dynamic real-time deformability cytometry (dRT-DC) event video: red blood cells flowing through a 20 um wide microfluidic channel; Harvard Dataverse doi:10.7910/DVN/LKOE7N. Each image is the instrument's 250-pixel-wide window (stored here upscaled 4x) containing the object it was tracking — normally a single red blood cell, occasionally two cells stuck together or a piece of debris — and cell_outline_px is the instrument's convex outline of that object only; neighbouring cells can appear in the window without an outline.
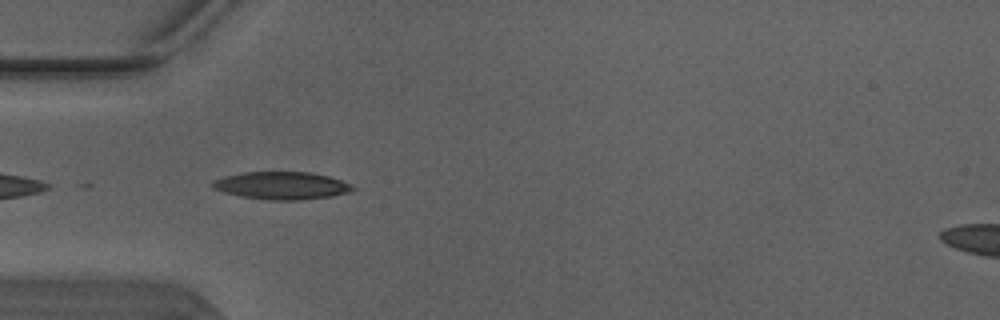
{"species": "Egyptian fruit bat (a non-hibernating species)", "species_latin": "Rousettus aegyptiacus", "temperature_condition": "warm", "stored_images_in_passage": 5, "camera_frame_rate_fps": 3000, "um_per_image_px": 0.085, "animal": {"sex": "male"}, "frame": {"image": 1, "passage_image": 3, "time_ms": 0.667, "image_size_px": [1000, 320], "cell_outline_px": [[356, 188], [352, 192], [332, 196], [300, 200], [268, 200], [240, 196], [224, 192], [212, 188], [212, 180], [224, 176], [244, 172], [312, 172], [328, 176], [340, 180]], "centroid_in_image_um": [23.93, 15.77], "position_along_channel_um": 61.1, "area_um2": 22.6}}
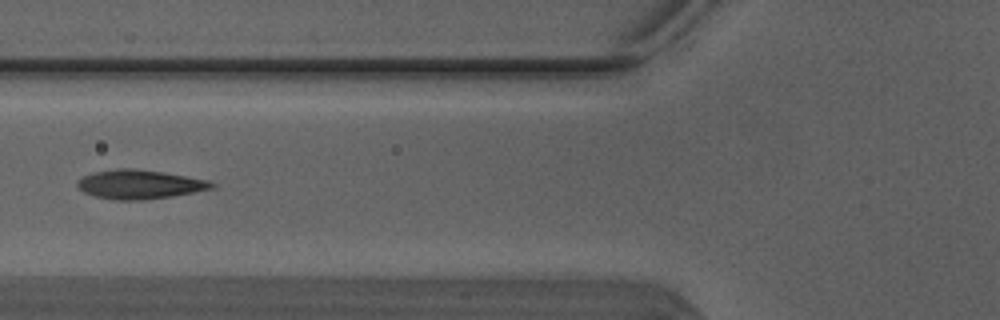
{"frame": {"image": 2, "passage_image": 4, "time_ms": 1.0, "image_size_px": [1000, 320], "cell_outline_px": [[216, 188], [172, 196], [140, 200], [116, 200], [96, 196], [84, 192], [76, 184], [76, 180], [84, 176], [96, 172], [120, 168], [132, 168], [164, 172], [208, 180], [216, 184]], "centroid_in_image_um": [11.9, 15.67], "position_along_channel_um": 113.9, "area_um2": 22.6}}
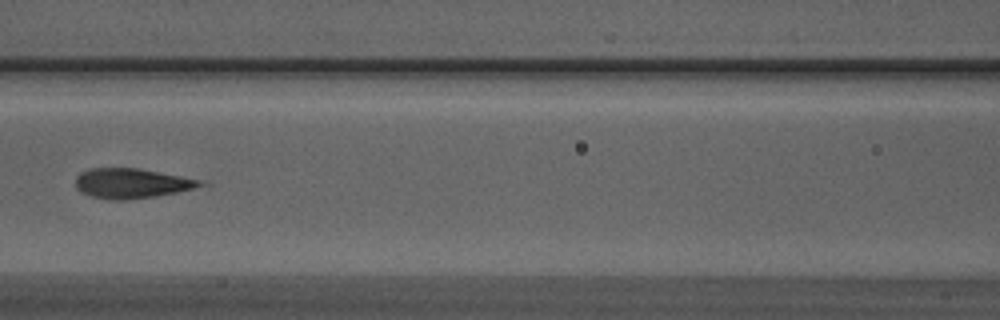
{"frame": {"image": 3, "passage_image": 5, "time_ms": 1.333, "image_size_px": [1000, 320], "cell_outline_px": [[212, 184], [176, 192], [156, 196], [120, 200], [112, 200], [92, 196], [80, 192], [76, 188], [76, 176], [80, 172], [88, 168], [136, 168], [180, 176], [200, 180]], "centroid_in_image_um": [11.17, 15.58], "position_along_channel_um": 155.4, "area_um2": 21.62}}